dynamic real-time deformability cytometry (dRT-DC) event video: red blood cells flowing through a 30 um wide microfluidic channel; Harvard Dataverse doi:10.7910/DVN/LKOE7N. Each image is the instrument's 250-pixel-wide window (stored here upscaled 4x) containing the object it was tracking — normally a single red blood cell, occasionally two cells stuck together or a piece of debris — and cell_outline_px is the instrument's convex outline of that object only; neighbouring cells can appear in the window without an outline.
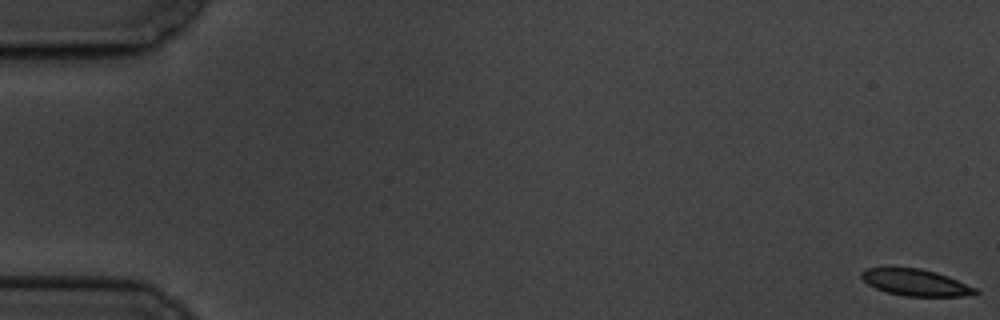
{"species": "common noctule bat (a hibernating species)", "species_latin": "Nyctalus noctula", "temperature_condition": "cold", "stored_images_in_passage": 5, "camera_frame_rate_fps": 3000, "um_per_image_px": 0.085, "animal": {"sex": "male", "body_mass_g": 19.5, "forearm_length_mm": 54.6}, "frame": {"image": 1, "passage_image": 1, "time_ms": 0.0, "image_size_px": [1000, 320], "cell_outline_px": [[980, 292], [976, 296], [904, 296], [888, 292], [876, 288], [868, 284], [860, 276], [860, 272], [868, 268], [920, 268], [936, 272], [948, 276], [976, 288]], "centroid_in_image_um": [77.88, 24.02], "position_along_channel_um": 7.1, "area_um2": 17.63}}
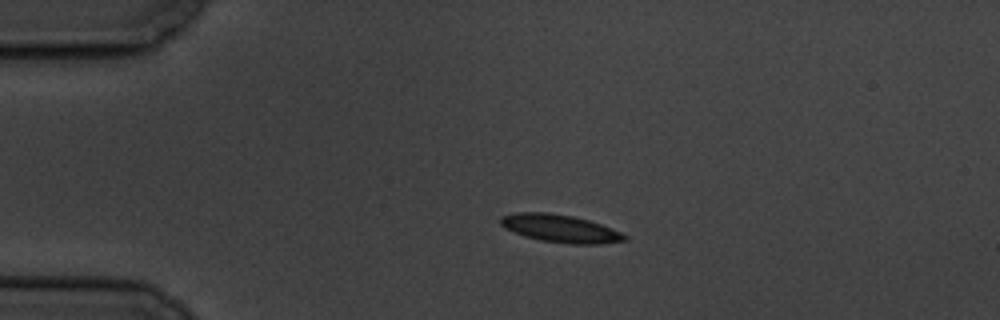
{"frame": {"image": 2, "passage_image": 4, "time_ms": 4.333, "image_size_px": [1000, 320], "cell_outline_px": [[628, 240], [600, 244], [572, 244], [540, 240], [524, 236], [504, 228], [500, 224], [500, 216], [516, 212], [548, 212], [572, 216], [588, 220], [600, 224], [620, 232], [628, 236]], "centroid_in_image_um": [47.59, 19.42], "position_along_channel_um": 37.4, "area_um2": 20.06}}